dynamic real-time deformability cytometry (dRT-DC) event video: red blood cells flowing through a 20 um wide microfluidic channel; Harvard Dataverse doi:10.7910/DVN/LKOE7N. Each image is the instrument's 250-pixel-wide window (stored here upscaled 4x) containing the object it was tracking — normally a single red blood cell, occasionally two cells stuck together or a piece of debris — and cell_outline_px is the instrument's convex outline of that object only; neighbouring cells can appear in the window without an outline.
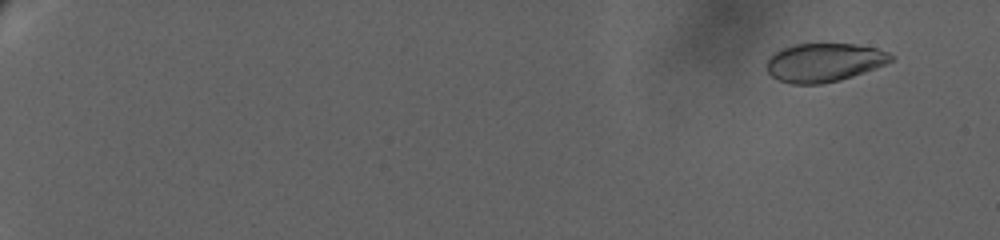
{"species": "human", "species_latin": "Homo sapiens", "temperature_condition": "warm", "stored_images_in_passage": 60, "camera_frame_rate_fps": 3000, "um_per_image_px": 0.085, "donor": {"sex": "female"}, "frame": {"image": 1, "passage_image": 5, "time_ms": 2.0, "image_size_px": [1000, 240], "cell_outline_px": [[896, 56], [892, 60], [876, 68], [840, 80], [820, 84], [792, 84], [776, 80], [764, 68], [764, 64], [772, 52], [780, 48], [796, 44], [856, 44], [876, 48], [888, 52]], "centroid_in_image_um": [69.99, 5.31], "position_along_channel_um": 15.0, "area_um2": 28.32}}
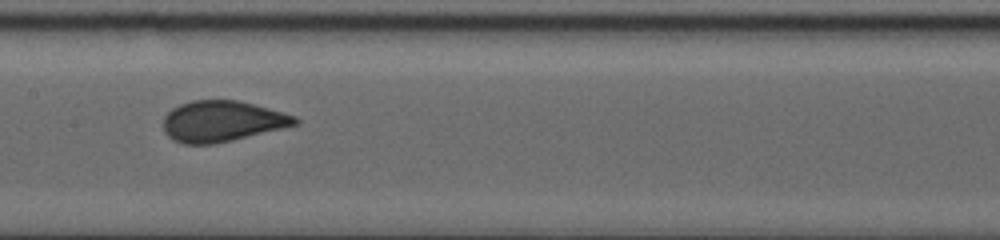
{"frame": {"image": 2, "passage_image": 35, "time_ms": 15.0, "image_size_px": [1000, 240], "cell_outline_px": [[300, 124], [284, 128], [216, 144], [184, 144], [172, 140], [164, 132], [164, 116], [172, 108], [180, 104], [192, 100], [240, 100], [284, 112], [296, 116], [300, 120]], "centroid_in_image_um": [18.9, 10.31], "position_along_channel_um": 188.5, "area_um2": 31.73}}
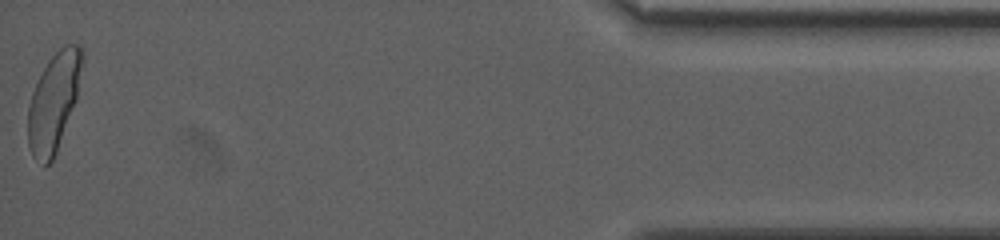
{"frame": {"image": 3, "passage_image": 60, "time_ms": 25.333, "image_size_px": [1000, 240], "cell_outline_px": [[84, 64], [76, 100], [56, 152], [52, 160], [44, 168], [32, 156], [28, 144], [28, 108], [32, 92], [48, 60], [64, 44], [80, 44], [84, 52]], "centroid_in_image_um": [4.59, 8.64], "position_along_channel_um": 430.6, "area_um2": 31.15}, "authors_computed_cell_mechanics": {"area_um2": 30.7496, "velocity_mm_per_s": 2.9699, "shape_relaxation_time_tau1_ms": 6.3762, "shape_relaxation_time_tau2_ms": null, "deformation_change_tau1": 0.1662, "deformation_change_tau2": null}}